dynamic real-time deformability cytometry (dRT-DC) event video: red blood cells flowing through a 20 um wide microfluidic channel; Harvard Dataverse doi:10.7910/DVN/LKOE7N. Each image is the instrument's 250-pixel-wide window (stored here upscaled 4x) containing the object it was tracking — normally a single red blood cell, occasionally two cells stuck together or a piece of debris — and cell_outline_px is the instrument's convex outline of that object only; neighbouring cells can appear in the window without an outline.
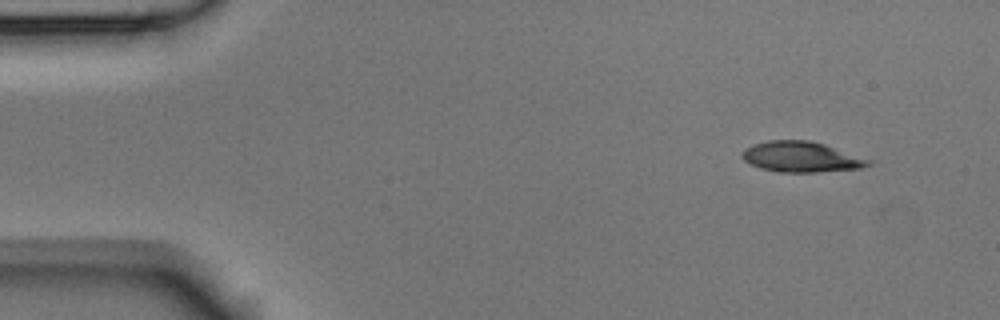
{"species": "Egyptian fruit bat (a non-hibernating species)", "species_latin": "Rousettus aegyptiacus", "temperature_condition": "room temperature", "stored_images_in_passage": 4, "camera_frame_rate_fps": 3000, "um_per_image_px": 0.085, "animal": {"sex": "male"}, "frame": {"image": 1, "passage_image": 1, "time_ms": 0.0, "image_size_px": [1000, 320], "cell_outline_px": [[872, 164], [860, 168], [816, 172], [780, 172], [760, 168], [744, 160], [740, 156], [744, 148], [752, 144], [768, 140], [808, 140], [824, 144], [872, 160]], "centroid_in_image_um": [68.08, 13.33], "position_along_channel_um": 16.9, "area_um2": 22.43}}
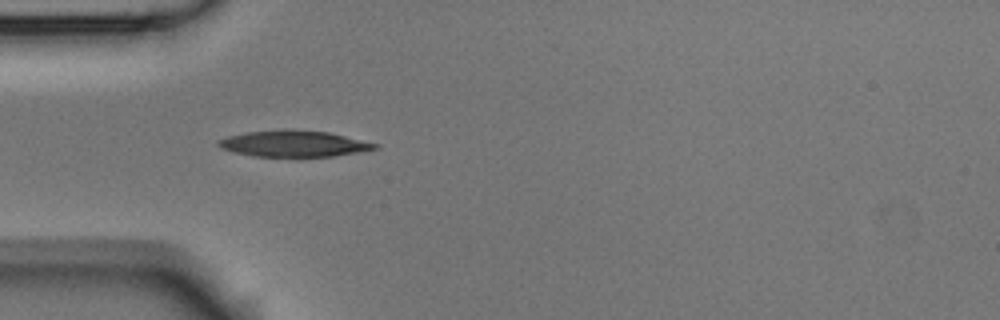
{"frame": {"image": 2, "passage_image": 3, "time_ms": 0.667, "image_size_px": [1000, 320], "cell_outline_px": [[380, 148], [360, 152], [332, 156], [252, 156], [220, 148], [216, 144], [216, 140], [228, 136], [244, 132], [284, 128], [292, 128], [328, 132], [380, 144]], "centroid_in_image_um": [24.96, 12.19], "position_along_channel_um": 60.0, "area_um2": 24.28}}
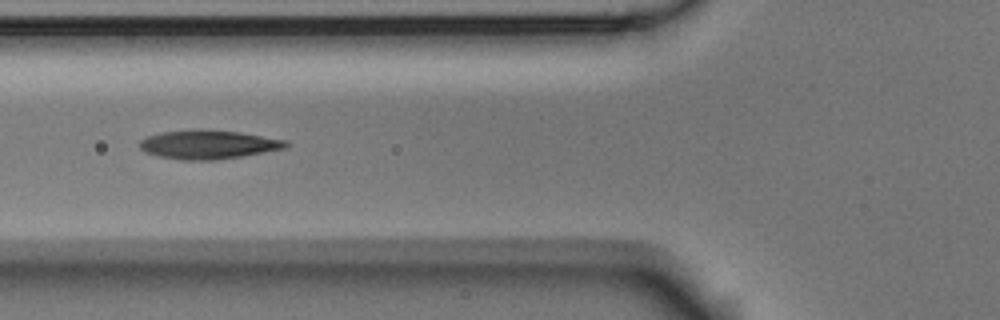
{"frame": {"image": 3, "passage_image": 4, "time_ms": 1.0, "image_size_px": [1000, 320], "cell_outline_px": [[288, 148], [216, 160], [180, 160], [160, 156], [144, 152], [140, 148], [140, 140], [148, 136], [160, 132], [200, 128], [240, 132], [288, 140]], "centroid_in_image_um": [17.71, 12.27], "position_along_channel_um": 108.1, "area_um2": 24.8}}